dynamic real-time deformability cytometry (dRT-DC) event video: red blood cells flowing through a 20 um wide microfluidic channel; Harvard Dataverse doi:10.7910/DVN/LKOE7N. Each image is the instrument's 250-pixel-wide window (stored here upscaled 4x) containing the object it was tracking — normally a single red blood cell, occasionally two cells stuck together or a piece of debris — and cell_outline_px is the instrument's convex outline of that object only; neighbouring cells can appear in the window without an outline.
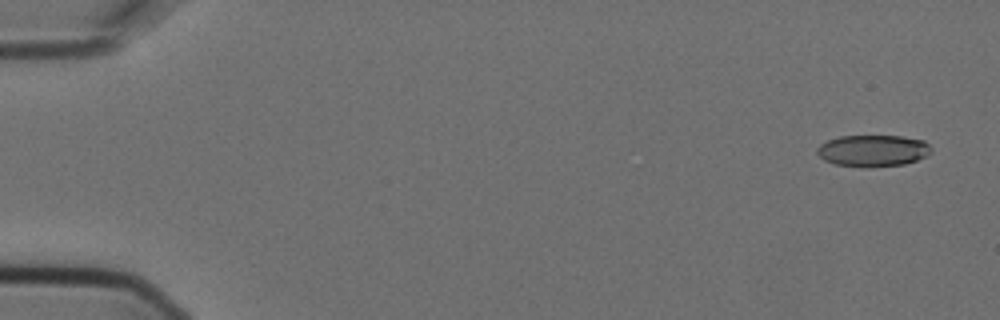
{"species": "Egyptian fruit bat (a non-hibernating species)", "species_latin": "Rousettus aegyptiacus", "temperature_condition": "cold", "stored_images_in_passage": 6, "camera_frame_rate_fps": 3000, "um_per_image_px": 0.085, "animal": {"sex": "female"}, "frame": {"image": 1, "passage_image": 1, "time_ms": 0.0, "image_size_px": [1000, 320], "cell_outline_px": [[932, 152], [928, 156], [904, 164], [868, 168], [864, 168], [836, 164], [824, 160], [816, 152], [816, 148], [820, 144], [828, 140], [840, 136], [900, 136], [924, 140], [932, 148]], "centroid_in_image_um": [74.21, 12.82], "position_along_channel_um": 10.8, "area_um2": 21.27}}